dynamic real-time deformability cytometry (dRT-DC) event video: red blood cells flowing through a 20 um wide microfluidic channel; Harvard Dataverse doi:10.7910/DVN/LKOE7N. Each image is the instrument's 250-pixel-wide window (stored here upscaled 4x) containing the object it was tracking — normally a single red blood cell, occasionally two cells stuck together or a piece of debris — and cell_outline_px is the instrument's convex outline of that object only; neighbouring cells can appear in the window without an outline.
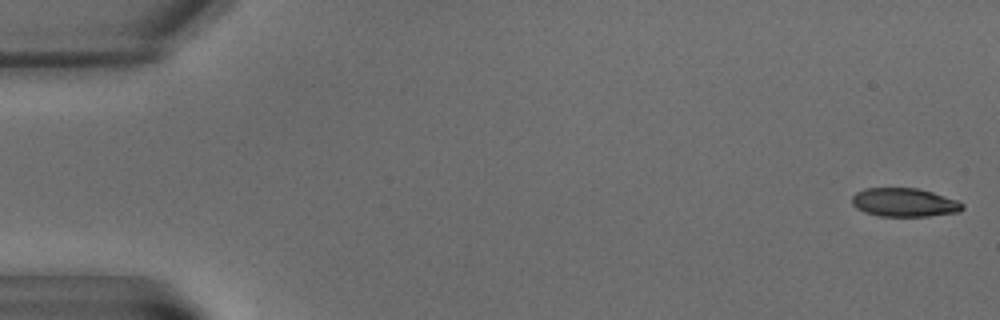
{"species": "common noctule bat (a hibernating species)", "species_latin": "Nyctalus noctula", "temperature_condition": "warm", "stored_images_in_passage": 8, "camera_frame_rate_fps": 3000, "um_per_image_px": 0.085, "animal": {"sex": "male", "body_mass_g": 15.6}, "frame": {"image": 1, "passage_image": 1, "time_ms": 0.0, "image_size_px": [1000, 320], "cell_outline_px": [[964, 208], [960, 212], [928, 216], [876, 216], [864, 212], [856, 208], [852, 204], [852, 196], [856, 192], [864, 188], [916, 188], [932, 192], [956, 200], [964, 204]], "centroid_in_image_um": [76.84, 17.21], "position_along_channel_um": 8.2, "area_um2": 18.5}}
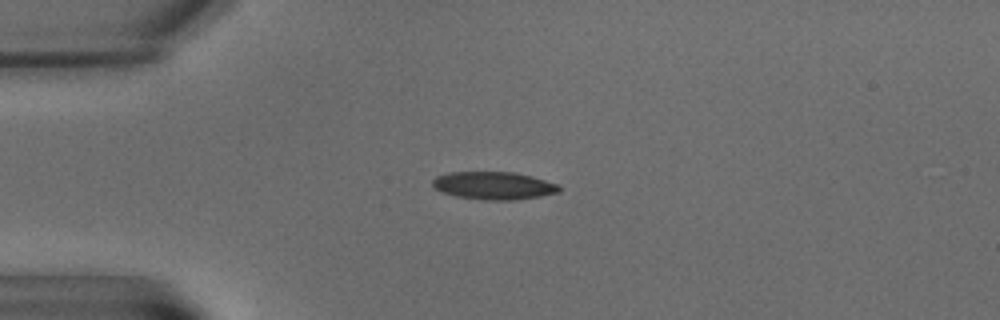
{"frame": {"image": 2, "passage_image": 6, "time_ms": 5.667, "image_size_px": [1000, 320], "cell_outline_px": [[560, 192], [540, 196], [516, 200], [484, 200], [456, 196], [432, 188], [432, 180], [436, 176], [448, 172], [516, 172], [532, 176], [560, 184]], "centroid_in_image_um": [41.98, 15.77], "position_along_channel_um": 43.0, "area_um2": 20.69}}